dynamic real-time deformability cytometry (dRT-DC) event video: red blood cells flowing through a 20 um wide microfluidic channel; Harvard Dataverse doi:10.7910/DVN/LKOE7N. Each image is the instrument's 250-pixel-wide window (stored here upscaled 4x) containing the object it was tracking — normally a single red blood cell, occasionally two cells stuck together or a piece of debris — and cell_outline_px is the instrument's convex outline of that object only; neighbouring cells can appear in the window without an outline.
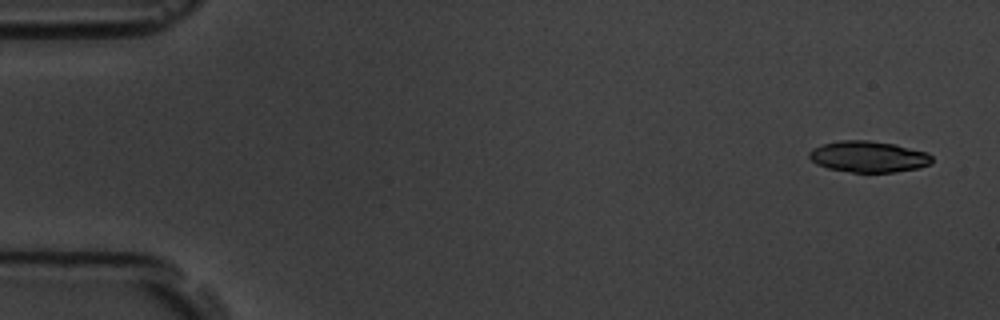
{"species": "common noctule bat (a hibernating species)", "species_latin": "Nyctalus noctula", "temperature_condition": "room temperature", "stored_images_in_passage": 4, "camera_frame_rate_fps": 3000, "um_per_image_px": 0.085, "animal": {"sex": "male", "body_mass_g": 19.5, "forearm_length_mm": 54.6}, "frame": {"image": 1, "passage_image": 1, "time_ms": 0.0, "image_size_px": [1000, 320], "cell_outline_px": [[932, 164], [916, 168], [896, 172], [852, 172], [828, 168], [816, 164], [808, 156], [808, 152], [812, 148], [820, 144], [840, 140], [868, 140], [896, 144], [928, 152], [932, 156]], "centroid_in_image_um": [73.81, 13.3], "position_along_channel_um": 11.2, "area_um2": 22.54}}